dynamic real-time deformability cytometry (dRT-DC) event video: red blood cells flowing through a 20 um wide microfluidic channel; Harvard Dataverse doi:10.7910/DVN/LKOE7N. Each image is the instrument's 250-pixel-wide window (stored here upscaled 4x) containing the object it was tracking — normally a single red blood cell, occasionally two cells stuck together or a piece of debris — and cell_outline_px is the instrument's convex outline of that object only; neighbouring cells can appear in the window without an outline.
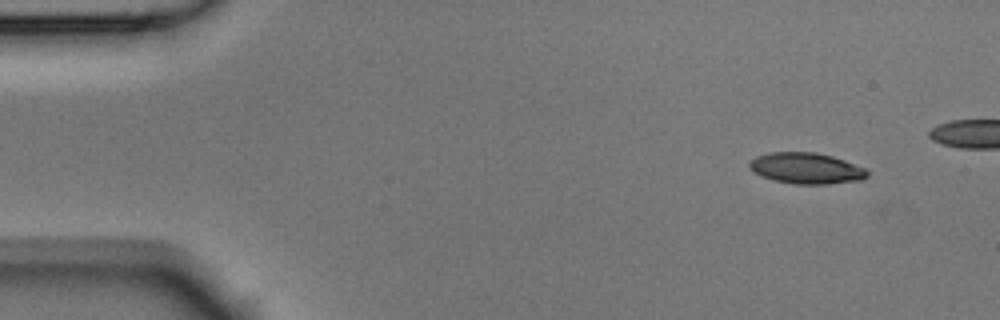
{"species": "Egyptian fruit bat (a non-hibernating species)", "species_latin": "Rousettus aegyptiacus", "temperature_condition": "room temperature", "stored_images_in_passage": 5, "camera_frame_rate_fps": 3000, "um_per_image_px": 0.085, "animal": {"sex": "male"}, "frame": {"image": 1, "passage_image": 1, "time_ms": 0.0, "image_size_px": [1000, 320], "cell_outline_px": [[868, 176], [860, 180], [828, 184], [792, 184], [772, 180], [760, 176], [748, 168], [748, 164], [756, 156], [768, 152], [816, 152], [832, 156], [844, 160], [864, 168], [868, 172]], "centroid_in_image_um": [68.49, 14.3], "position_along_channel_um": 16.5, "area_um2": 21.44}}